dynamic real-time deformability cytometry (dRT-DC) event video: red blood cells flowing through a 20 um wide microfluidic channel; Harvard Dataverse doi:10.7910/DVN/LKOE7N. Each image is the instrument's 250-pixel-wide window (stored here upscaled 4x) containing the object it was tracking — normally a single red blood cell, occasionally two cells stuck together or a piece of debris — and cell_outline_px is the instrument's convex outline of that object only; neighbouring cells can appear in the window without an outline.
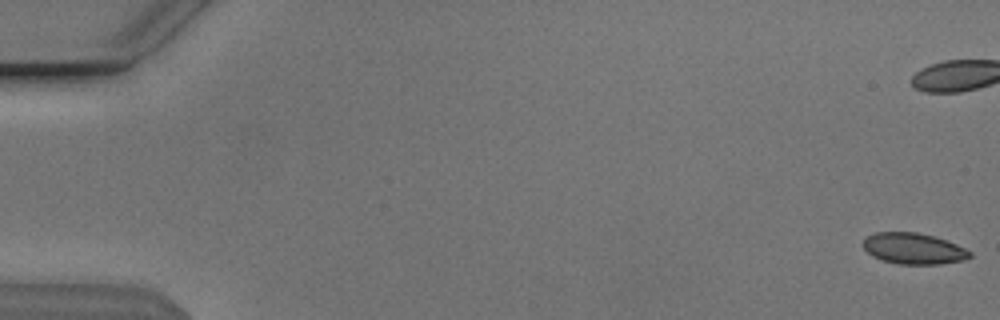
{"species": "Egyptian fruit bat (a non-hibernating species)", "species_latin": "Rousettus aegyptiacus", "temperature_condition": "cold", "stored_images_in_passage": 8, "camera_frame_rate_fps": 3000, "um_per_image_px": 0.085, "animal": {"sex": "male"}, "frame": {"image": 1, "passage_image": 1, "time_ms": 0.0, "image_size_px": [1000, 320], "cell_outline_px": [[972, 256], [964, 260], [940, 264], [896, 264], [880, 260], [872, 256], [860, 244], [864, 236], [876, 232], [916, 232], [932, 236], [956, 244], [972, 252]], "centroid_in_image_um": [77.59, 21.13], "position_along_channel_um": 7.4, "area_um2": 19.54}}